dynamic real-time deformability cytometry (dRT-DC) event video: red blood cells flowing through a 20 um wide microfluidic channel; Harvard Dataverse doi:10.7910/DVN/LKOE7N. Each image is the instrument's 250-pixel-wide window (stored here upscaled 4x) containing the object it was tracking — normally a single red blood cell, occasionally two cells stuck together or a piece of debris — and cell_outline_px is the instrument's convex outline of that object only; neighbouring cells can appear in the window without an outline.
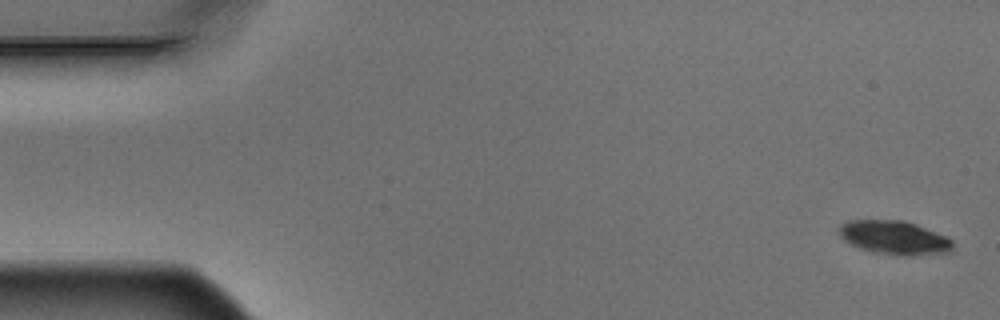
{"species": "Egyptian fruit bat (a non-hibernating species)", "species_latin": "Rousettus aegyptiacus", "temperature_condition": "warm", "stored_images_in_passage": 5, "camera_frame_rate_fps": 3000, "um_per_image_px": 0.085, "animal": {"sex": "male"}, "frame": {"image": 1, "passage_image": 1, "time_ms": 0.0, "image_size_px": [1000, 320], "cell_outline_px": [[952, 248], [948, 252], [916, 256], [908, 256], [872, 252], [860, 248], [844, 240], [840, 236], [840, 224], [848, 220], [904, 220], [916, 224], [948, 236], [952, 240]], "centroid_in_image_um": [76.04, 20.19], "position_along_channel_um": 9.0, "area_um2": 22.43}}
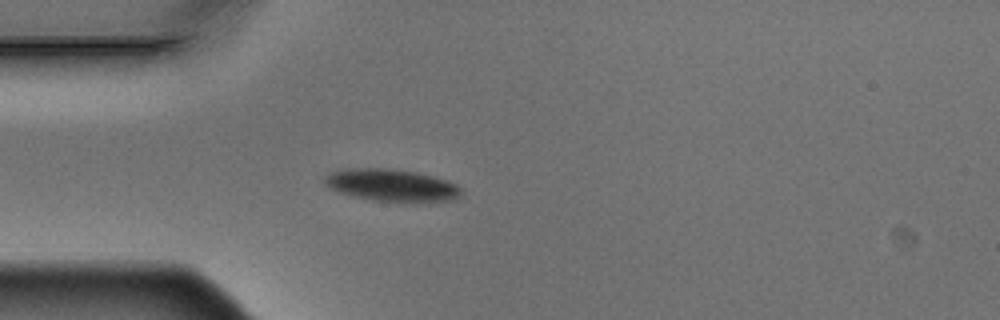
{"frame": {"image": 2, "passage_image": 5, "time_ms": 1.333, "image_size_px": [1000, 320], "cell_outline_px": [[464, 192], [456, 200], [428, 204], [408, 204], [372, 200], [352, 196], [328, 188], [324, 184], [324, 176], [328, 172], [340, 168], [384, 168], [416, 172], [432, 176], [456, 184]], "centroid_in_image_um": [33.32, 15.79], "position_along_channel_um": 51.7, "area_um2": 26.82}}